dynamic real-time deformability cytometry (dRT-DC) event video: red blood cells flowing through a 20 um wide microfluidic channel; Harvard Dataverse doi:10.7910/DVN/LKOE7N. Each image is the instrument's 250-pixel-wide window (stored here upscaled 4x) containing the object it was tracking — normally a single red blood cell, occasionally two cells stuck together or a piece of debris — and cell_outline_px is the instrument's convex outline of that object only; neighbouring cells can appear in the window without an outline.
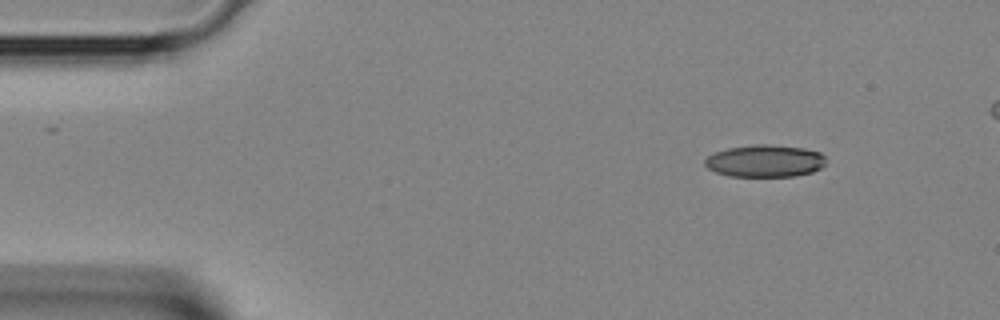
{"species": "Egyptian fruit bat (a non-hibernating species)", "species_latin": "Rousettus aegyptiacus", "temperature_condition": "room temperature", "stored_images_in_passage": 3, "camera_frame_rate_fps": 3000, "um_per_image_px": 0.085, "animal": {"sex": "female"}, "frame": {"image": 1, "passage_image": 1, "time_ms": 0.0, "image_size_px": [1000, 320], "cell_outline_px": [[824, 164], [820, 168], [812, 172], [796, 176], [728, 176], [716, 172], [708, 168], [704, 164], [704, 160], [708, 156], [716, 152], [728, 148], [756, 144], [768, 144], [804, 148], [820, 152], [824, 156]], "centroid_in_image_um": [65.01, 13.68], "position_along_channel_um": 20.0, "area_um2": 22.66}}